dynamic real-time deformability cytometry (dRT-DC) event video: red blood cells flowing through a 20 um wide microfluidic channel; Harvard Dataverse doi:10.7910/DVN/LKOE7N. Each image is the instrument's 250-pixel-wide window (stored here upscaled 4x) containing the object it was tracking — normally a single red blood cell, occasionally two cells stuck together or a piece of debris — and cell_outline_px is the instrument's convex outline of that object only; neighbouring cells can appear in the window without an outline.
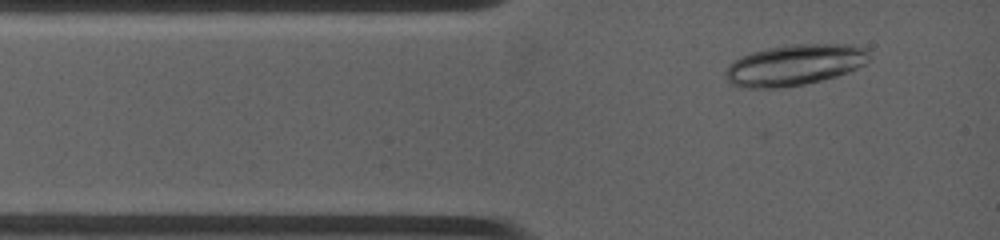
{"species": "common noctule bat (a hibernating species)", "species_latin": "Nyctalus noctula", "temperature_condition": "warm", "stored_images_in_passage": 5, "camera_frame_rate_fps": 4500, "um_per_image_px": 0.085, "animal": {"sex": "female", "body_mass_g": 19.0, "forearm_length_mm": 53.3}, "frame": {"image": 1, "passage_image": 3, "time_ms": 0.444, "image_size_px": [1000, 240], "cell_outline_px": [[868, 56], [856, 68], [836, 76], [804, 84], [780, 88], [752, 88], [732, 84], [728, 80], [728, 68], [736, 60], [744, 56], [756, 52], [772, 48], [860, 48], [868, 52]], "centroid_in_image_um": [67.41, 5.64], "position_along_channel_um": 17.6, "area_um2": 30.87}}